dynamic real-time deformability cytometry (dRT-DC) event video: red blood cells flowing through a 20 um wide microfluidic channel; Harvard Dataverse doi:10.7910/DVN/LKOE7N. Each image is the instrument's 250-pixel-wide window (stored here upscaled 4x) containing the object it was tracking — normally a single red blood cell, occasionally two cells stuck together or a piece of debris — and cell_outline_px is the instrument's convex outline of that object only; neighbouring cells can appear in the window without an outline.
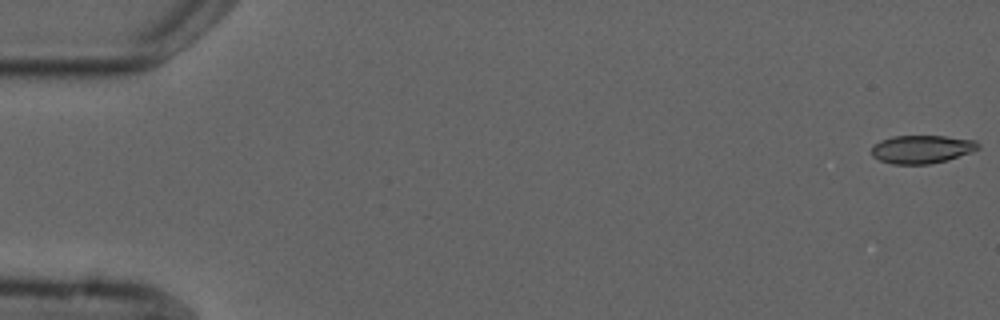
{"species": "common noctule bat (a hibernating species)", "species_latin": "Nyctalus noctula", "temperature_condition": "cold", "stored_images_in_passage": 5, "camera_frame_rate_fps": 3000, "um_per_image_px": 0.085, "animal": {"sex": "male", "forearm_length_mm": 52.5}, "frame": {"image": 1, "passage_image": 1, "time_ms": 0.0, "image_size_px": [1000, 320], "cell_outline_px": [[980, 148], [972, 152], [948, 160], [932, 164], [892, 164], [880, 160], [872, 156], [872, 144], [880, 140], [892, 136], [944, 136], [976, 140], [980, 144]], "centroid_in_image_um": [78.36, 12.68], "position_along_channel_um": 6.6, "area_um2": 17.74}}
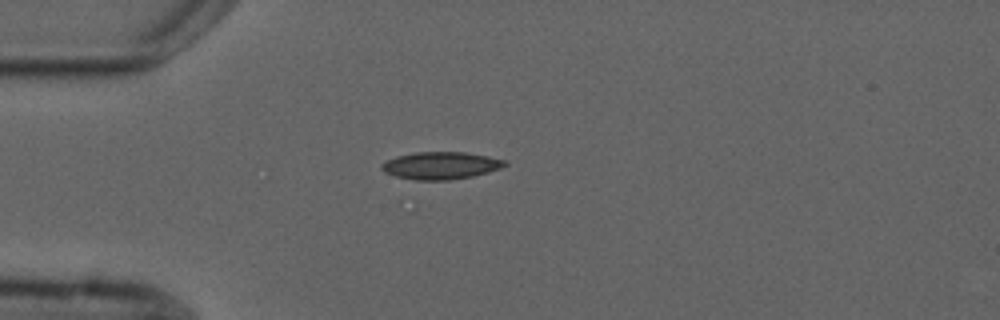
{"frame": {"image": 2, "passage_image": 5, "time_ms": 4.667, "image_size_px": [1000, 320], "cell_outline_px": [[508, 164], [500, 168], [488, 172], [472, 176], [448, 180], [416, 180], [396, 176], [384, 172], [380, 168], [380, 164], [396, 156], [416, 152], [464, 152], [488, 156], [508, 160]], "centroid_in_image_um": [37.47, 14.06], "position_along_channel_um": 47.5, "area_um2": 19.65}}